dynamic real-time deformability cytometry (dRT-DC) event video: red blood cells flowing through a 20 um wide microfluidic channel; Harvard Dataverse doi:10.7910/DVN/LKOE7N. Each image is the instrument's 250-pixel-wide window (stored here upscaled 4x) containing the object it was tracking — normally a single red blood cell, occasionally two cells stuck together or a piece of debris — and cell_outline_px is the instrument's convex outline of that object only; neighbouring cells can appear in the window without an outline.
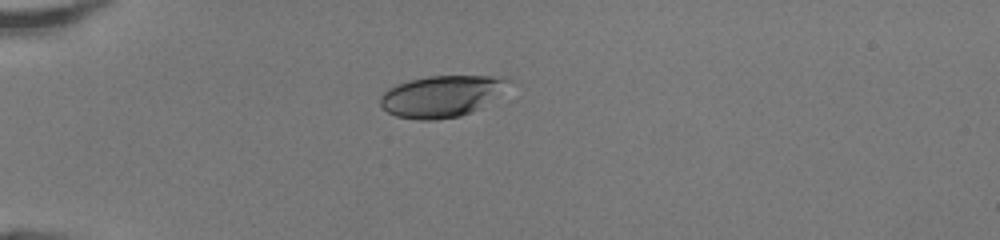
{"species": "human", "species_latin": "Homo sapiens", "temperature_condition": "room temperature", "stored_images_in_passage": 35, "camera_frame_rate_fps": 3000, "um_per_image_px": 0.085, "donor": {"sex": "female"}, "frame": {"image": 1, "passage_image": 1, "time_ms": 0.0, "image_size_px": [1000, 240], "cell_outline_px": [[512, 80], [476, 108], [460, 116], [436, 120], [420, 120], [396, 116], [388, 112], [380, 104], [380, 96], [388, 88], [396, 84], [408, 80], [428, 76], [508, 76]], "centroid_in_image_um": [37.41, 8.16], "position_along_channel_um": 47.6, "area_um2": 30.17}}
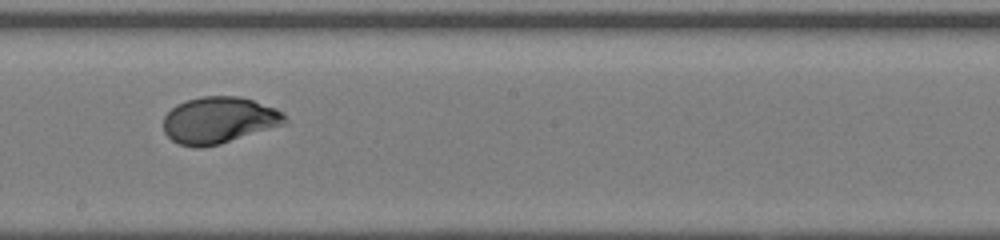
{"frame": {"image": 2, "passage_image": 16, "time_ms": 5.0, "image_size_px": [1000, 240], "cell_outline_px": [[288, 124], [220, 144], [200, 148], [192, 148], [180, 144], [172, 140], [164, 132], [164, 116], [176, 104], [200, 96], [240, 96], [276, 108], [284, 112], [288, 116]], "centroid_in_image_um": [18.66, 10.22], "position_along_channel_um": 229.5, "area_um2": 33.41}}
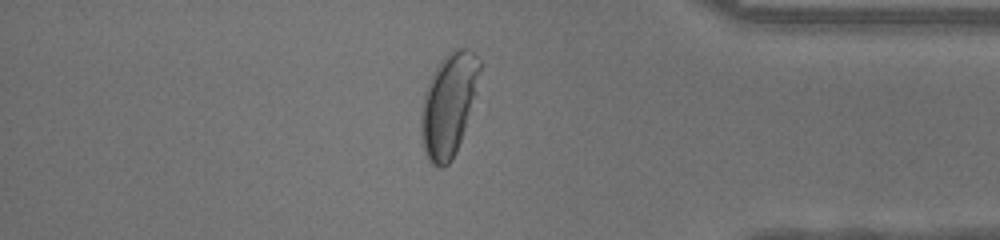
{"frame": {"image": 3, "passage_image": 29, "time_ms": 9.333, "image_size_px": [1000, 240], "cell_outline_px": [[480, 72], [476, 96], [456, 152], [452, 160], [444, 168], [436, 168], [428, 160], [424, 152], [420, 136], [420, 112], [424, 92], [428, 80], [440, 60], [448, 52], [456, 48], [468, 48], [480, 60]], "centroid_in_image_um": [38.11, 8.91], "position_along_channel_um": 397.1, "area_um2": 35.72}, "authors_computed_cell_mechanics": {"area_um2": 32.5992, "velocity_mm_per_s": 4.2857, "shape_relaxation_time_tau1_ms": 3.8423, "shape_relaxation_time_tau2_ms": null, "deformation_change_tau1": 0.196, "deformation_change_tau2": null}}